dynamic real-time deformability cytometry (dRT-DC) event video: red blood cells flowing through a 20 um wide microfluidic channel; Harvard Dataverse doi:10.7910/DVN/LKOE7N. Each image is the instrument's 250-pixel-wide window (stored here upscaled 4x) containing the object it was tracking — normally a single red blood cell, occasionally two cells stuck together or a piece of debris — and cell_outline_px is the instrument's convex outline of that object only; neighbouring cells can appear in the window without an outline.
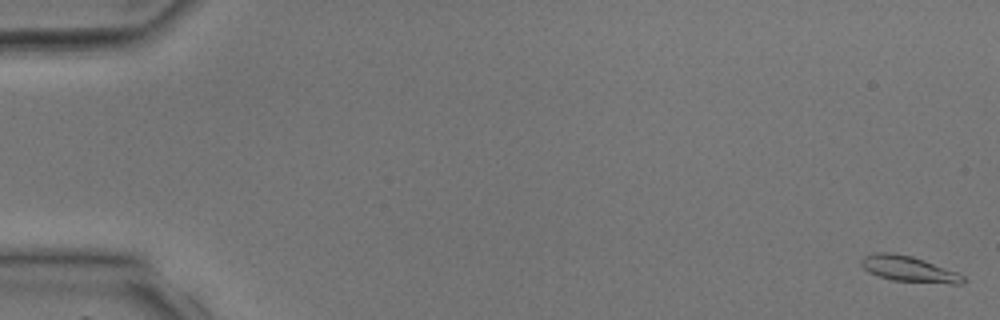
{"species": "common noctule bat (a hibernating species)", "species_latin": "Nyctalus noctula", "temperature_condition": "room temperature", "stored_images_in_passage": 4, "camera_frame_rate_fps": 3000, "um_per_image_px": 0.085, "animal": {"sex": "male", "body_mass_g": 17.9, "forearm_length_mm": 54.2}, "frame": {"image": 1, "passage_image": 1, "time_ms": 0.0, "image_size_px": [1000, 320], "cell_outline_px": [[968, 280], [964, 284], [952, 284], [892, 280], [868, 272], [860, 264], [860, 260], [864, 256], [872, 252], [892, 252], [912, 256], [924, 260], [956, 272], [964, 276]], "centroid_in_image_um": [77.25, 22.86], "position_along_channel_um": 7.7, "area_um2": 15.37}}
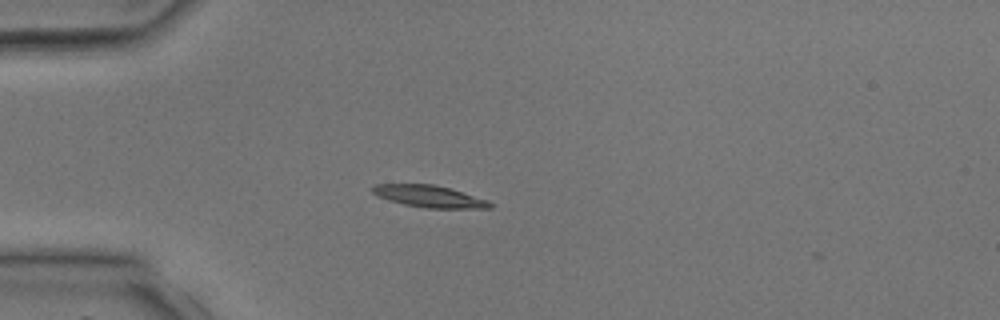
{"frame": {"image": 2, "passage_image": 4, "time_ms": 3.667, "image_size_px": [1000, 320], "cell_outline_px": [[492, 208], [428, 208], [404, 204], [388, 200], [376, 196], [368, 188], [372, 184], [432, 184], [452, 188], [488, 200], [492, 204]], "centroid_in_image_um": [36.44, 16.67], "position_along_channel_um": 48.6, "area_um2": 15.2}}